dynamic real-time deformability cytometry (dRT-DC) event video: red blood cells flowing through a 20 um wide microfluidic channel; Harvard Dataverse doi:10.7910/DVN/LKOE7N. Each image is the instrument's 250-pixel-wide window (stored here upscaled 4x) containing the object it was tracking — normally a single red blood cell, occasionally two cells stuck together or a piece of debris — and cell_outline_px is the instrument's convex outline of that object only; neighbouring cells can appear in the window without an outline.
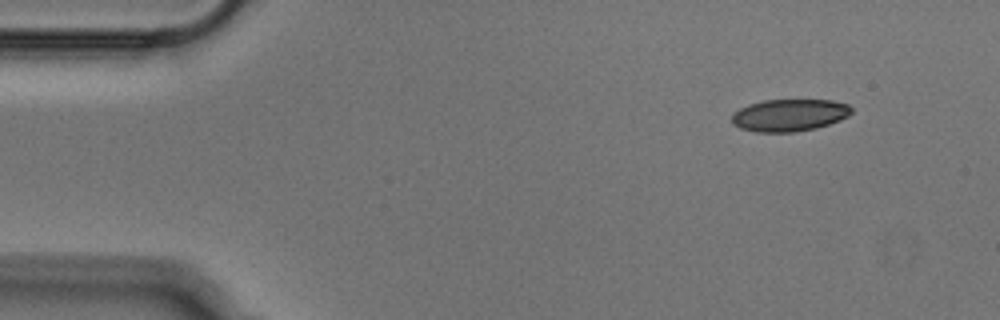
{"species": "Egyptian fruit bat (a non-hibernating species)", "species_latin": "Rousettus aegyptiacus", "temperature_condition": "cold", "stored_images_in_passage": 47, "camera_frame_rate_fps": 3000, "um_per_image_px": 0.085, "animal": {"sex": "male"}, "frame": {"image": 1, "passage_image": 1, "time_ms": 0.0, "image_size_px": [1000, 320], "cell_outline_px": [[852, 112], [848, 116], [840, 120], [816, 128], [796, 132], [756, 132], [740, 128], [732, 124], [732, 116], [740, 108], [748, 104], [764, 100], [832, 100], [848, 104], [852, 108]], "centroid_in_image_um": [67.11, 9.79], "position_along_channel_um": 17.9, "area_um2": 22.48}}
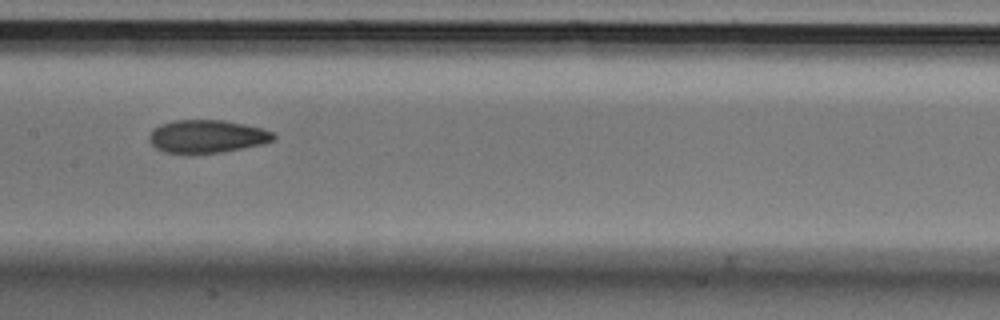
{"frame": {"image": 2, "passage_image": 21, "time_ms": 6.667, "image_size_px": [1000, 320], "cell_outline_px": [[276, 140], [264, 144], [224, 152], [164, 152], [156, 148], [148, 140], [148, 136], [152, 128], [160, 124], [176, 120], [224, 120], [244, 124], [260, 128], [272, 132], [276, 136]], "centroid_in_image_um": [17.6, 11.58], "position_along_channel_um": 189.8, "area_um2": 23.81}}
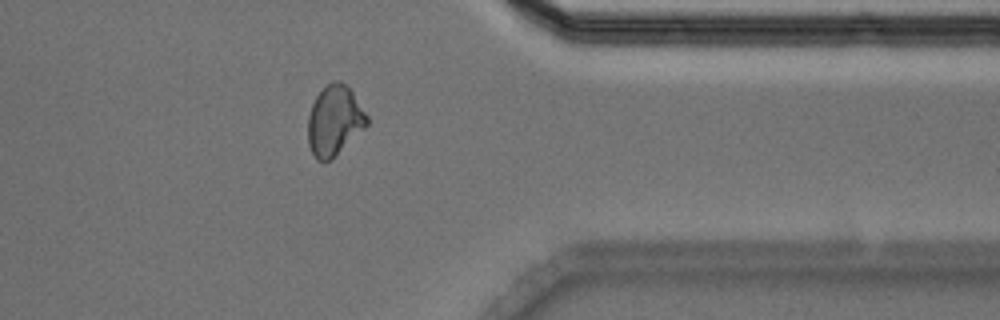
{"frame": {"image": 3, "passage_image": 37, "time_ms": 12.0, "image_size_px": [1000, 320], "cell_outline_px": [[368, 124], [332, 160], [324, 164], [316, 160], [308, 144], [308, 116], [312, 104], [316, 96], [332, 80], [340, 80], [352, 92], [368, 116]], "centroid_in_image_um": [28.41, 10.29], "position_along_channel_um": 383.0, "area_um2": 24.1}}